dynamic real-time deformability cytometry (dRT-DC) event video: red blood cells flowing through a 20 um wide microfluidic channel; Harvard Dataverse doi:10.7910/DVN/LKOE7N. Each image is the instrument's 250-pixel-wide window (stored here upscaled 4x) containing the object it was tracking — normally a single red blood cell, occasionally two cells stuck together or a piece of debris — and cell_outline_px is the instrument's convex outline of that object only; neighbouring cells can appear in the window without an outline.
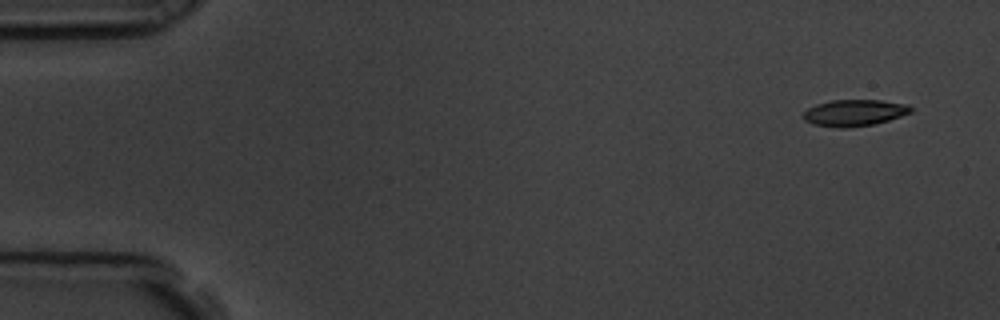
{"species": "common noctule bat (a hibernating species)", "species_latin": "Nyctalus noctula", "temperature_condition": "room temperature", "stored_images_in_passage": 5, "camera_frame_rate_fps": 3000, "um_per_image_px": 0.085, "animal": {"sex": "male", "body_mass_g": 19.5, "forearm_length_mm": 54.6}, "frame": {"image": 1, "passage_image": 1, "time_ms": 0.0, "image_size_px": [1000, 320], "cell_outline_px": [[912, 112], [888, 120], [872, 124], [848, 128], [840, 128], [812, 124], [804, 120], [804, 112], [808, 108], [816, 104], [832, 100], [880, 100], [908, 104], [912, 108]], "centroid_in_image_um": [72.61, 9.58], "position_along_channel_um": 12.4, "area_um2": 16.53}}
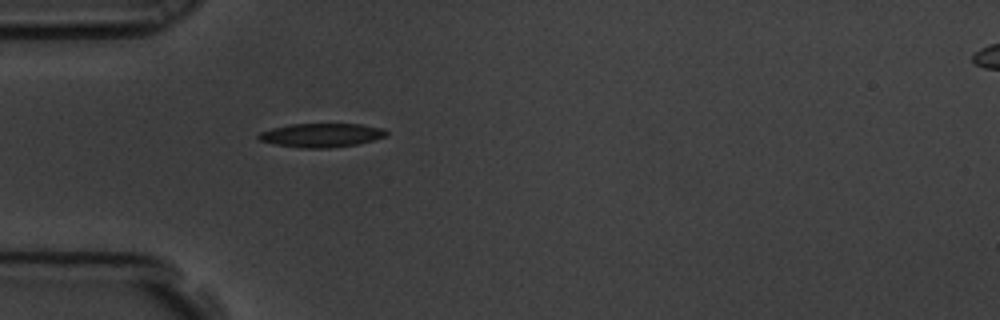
{"frame": {"image": 2, "passage_image": 5, "time_ms": 1.333, "image_size_px": [1000, 320], "cell_outline_px": [[388, 136], [356, 144], [332, 148], [300, 148], [276, 144], [260, 140], [256, 136], [260, 132], [272, 128], [288, 124], [360, 124], [384, 128], [388, 132]], "centroid_in_image_um": [27.33, 11.49], "position_along_channel_um": 57.7, "area_um2": 17.8}}